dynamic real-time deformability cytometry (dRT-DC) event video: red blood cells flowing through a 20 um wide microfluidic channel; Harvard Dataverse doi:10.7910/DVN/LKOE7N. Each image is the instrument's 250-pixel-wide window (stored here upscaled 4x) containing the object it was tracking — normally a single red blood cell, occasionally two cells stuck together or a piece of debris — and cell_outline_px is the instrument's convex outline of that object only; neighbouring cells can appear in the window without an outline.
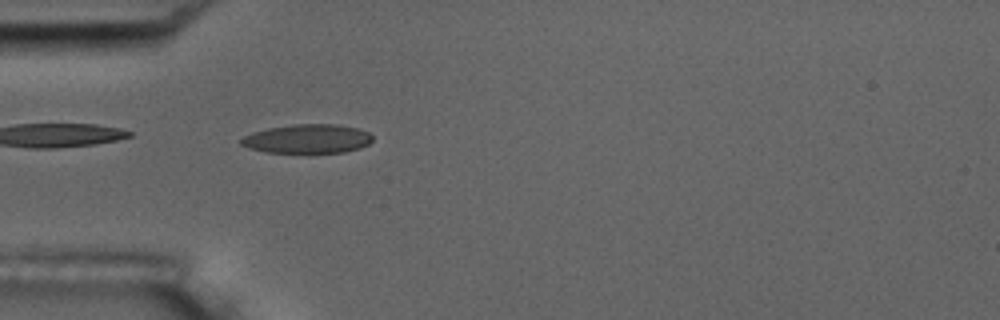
{"species": "common noctule bat (a hibernating species)", "species_latin": "Nyctalus noctula", "temperature_condition": "room temperature", "stored_images_in_passage": 5, "camera_frame_rate_fps": 3000, "um_per_image_px": 0.085, "animal": {"sex": "male", "body_mass_g": 17.5, "forearm_length_mm": 52.3}, "frame": {"image": 1, "passage_image": 5, "time_ms": 4.667, "image_size_px": [1000, 320], "cell_outline_px": [[372, 140], [368, 144], [360, 148], [344, 152], [312, 156], [264, 152], [248, 148], [240, 144], [240, 140], [244, 136], [252, 132], [268, 128], [292, 124], [336, 124], [356, 128], [368, 132], [372, 136]], "centroid_in_image_um": [26.11, 11.85], "position_along_channel_um": 58.9, "area_um2": 23.29}}